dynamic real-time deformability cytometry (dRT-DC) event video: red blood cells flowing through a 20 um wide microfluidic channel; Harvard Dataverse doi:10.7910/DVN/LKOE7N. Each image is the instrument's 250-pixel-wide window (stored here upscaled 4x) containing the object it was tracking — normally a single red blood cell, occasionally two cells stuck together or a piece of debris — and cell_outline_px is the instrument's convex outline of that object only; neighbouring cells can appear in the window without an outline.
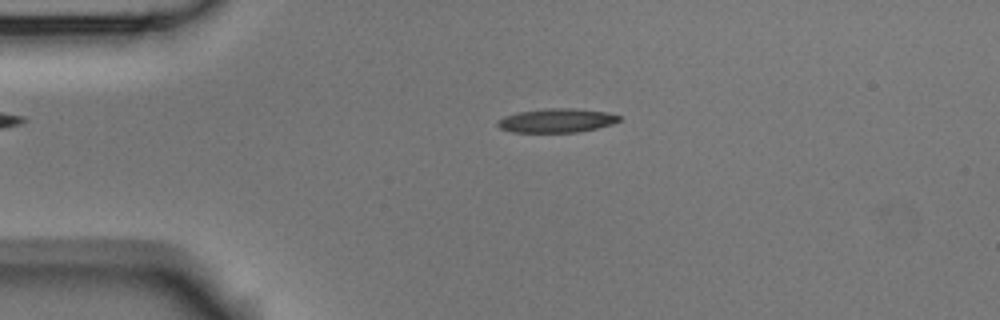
{"species": "Egyptian fruit bat (a non-hibernating species)", "species_latin": "Rousettus aegyptiacus", "temperature_condition": "room temperature", "stored_images_in_passage": 4, "camera_frame_rate_fps": 3000, "um_per_image_px": 0.085, "animal": {"sex": "male"}, "frame": {"image": 1, "passage_image": 3, "time_ms": 2.333, "image_size_px": [1000, 320], "cell_outline_px": [[620, 120], [612, 124], [596, 128], [576, 132], [512, 132], [500, 128], [496, 124], [496, 120], [504, 116], [516, 112], [548, 108], [576, 108], [608, 112], [620, 116]], "centroid_in_image_um": [47.28, 10.23], "position_along_channel_um": 37.7, "area_um2": 17.05}}